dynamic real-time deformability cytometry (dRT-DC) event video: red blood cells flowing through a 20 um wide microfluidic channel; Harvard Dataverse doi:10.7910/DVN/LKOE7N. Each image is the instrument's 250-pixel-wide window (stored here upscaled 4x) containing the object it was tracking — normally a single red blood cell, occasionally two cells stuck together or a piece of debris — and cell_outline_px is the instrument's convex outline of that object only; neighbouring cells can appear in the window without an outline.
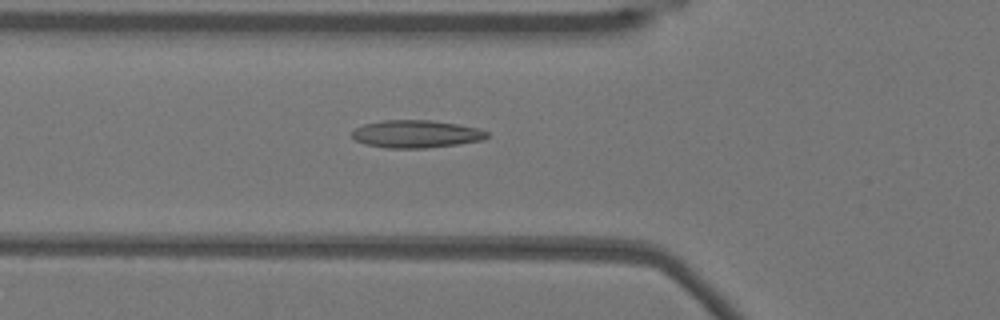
{"species": "Egyptian fruit bat (a non-hibernating species)", "species_latin": "Rousettus aegyptiacus", "temperature_condition": "warm", "stored_images_in_passage": 43, "camera_frame_rate_fps": 3000, "um_per_image_px": 0.085, "animal": {"sex": "female"}, "frame": {"image": 1, "passage_image": 9, "time_ms": 2.667, "image_size_px": [1000, 320], "cell_outline_px": [[488, 136], [480, 140], [456, 144], [424, 148], [384, 148], [368, 144], [356, 140], [352, 136], [352, 132], [356, 128], [364, 124], [384, 120], [432, 120], [456, 124], [476, 128], [488, 132]], "centroid_in_image_um": [35.34, 11.38], "position_along_channel_um": 90.5, "area_um2": 21.39}}
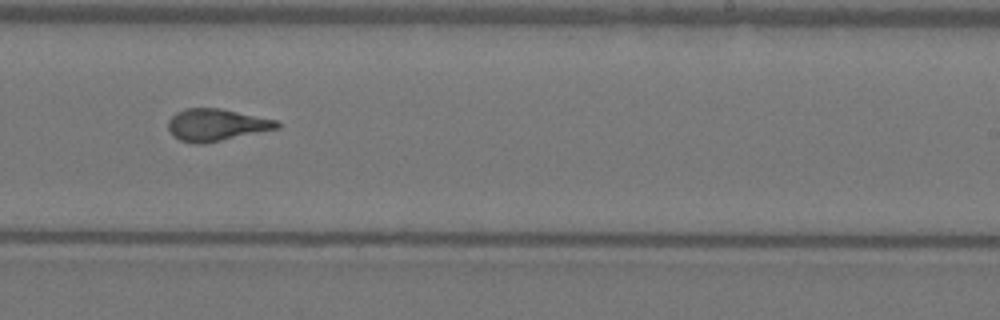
{"frame": {"image": 2, "passage_image": 23, "time_ms": 7.333, "image_size_px": [1000, 320], "cell_outline_px": [[280, 128], [204, 144], [196, 144], [180, 140], [168, 128], [168, 120], [176, 112], [184, 108], [220, 108], [276, 120], [280, 124]], "centroid_in_image_um": [18.39, 10.61], "position_along_channel_um": 270.6, "area_um2": 20.23}}
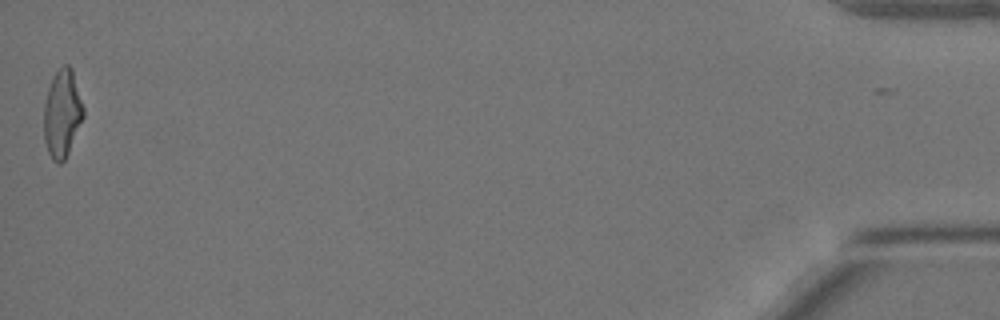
{"frame": {"image": 3, "passage_image": 43, "time_ms": 14.0, "image_size_px": [1000, 320], "cell_outline_px": [[84, 116], [68, 152], [64, 160], [60, 164], [56, 164], [52, 160], [48, 152], [44, 140], [44, 104], [48, 88], [52, 76], [64, 64], [68, 64], [72, 68], [84, 108]], "centroid_in_image_um": [5.28, 9.64], "position_along_channel_um": 429.9, "area_um2": 20.23}, "authors_computed_cell_mechanics": {"area_um2": 20.23, "velocity_mm_per_s": 3.8543, "shape_relaxation_time_tau1_ms": 10.5712, "shape_relaxation_time_tau2_ms": 1.5496, "deformation_change_tau1": 0.2913, "deformation_change_tau2": 0.1001}}